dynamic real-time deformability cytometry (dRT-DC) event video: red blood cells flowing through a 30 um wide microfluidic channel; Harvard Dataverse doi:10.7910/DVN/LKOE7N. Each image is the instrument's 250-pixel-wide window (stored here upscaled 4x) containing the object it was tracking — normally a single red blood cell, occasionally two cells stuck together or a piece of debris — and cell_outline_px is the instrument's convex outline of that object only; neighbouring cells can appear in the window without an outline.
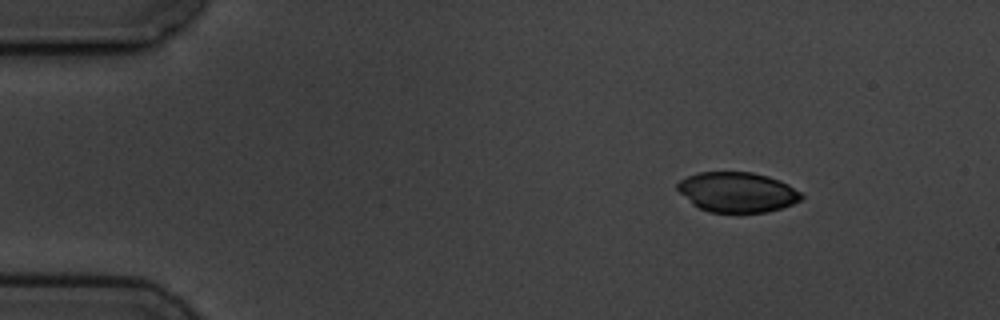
{"species": "common noctule bat (a hibernating species)", "species_latin": "Nyctalus noctula", "temperature_condition": "cold", "stored_images_in_passage": 5, "camera_frame_rate_fps": 3000, "um_per_image_px": 0.085, "animal": {"sex": "male", "body_mass_g": 19.5, "forearm_length_mm": 54.6}, "frame": {"image": 1, "passage_image": 1, "time_ms": 0.0, "image_size_px": [1000, 320], "cell_outline_px": [[804, 196], [800, 200], [792, 204], [768, 212], [708, 212], [692, 204], [676, 188], [676, 184], [680, 180], [688, 176], [700, 172], [752, 172], [768, 176], [780, 180], [788, 184], [800, 192]], "centroid_in_image_um": [62.66, 16.33], "position_along_channel_um": 22.3, "area_um2": 28.84}}
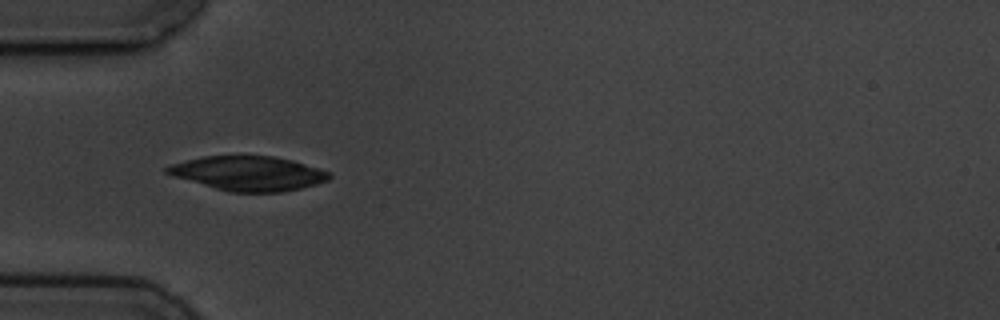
{"frame": {"image": 2, "passage_image": 4, "time_ms": 3.333, "image_size_px": [1000, 320], "cell_outline_px": [[332, 176], [328, 180], [316, 184], [300, 188], [280, 192], [228, 192], [172, 176], [164, 172], [164, 168], [172, 164], [204, 156], [272, 156], [292, 160], [328, 172]], "centroid_in_image_um": [21.08, 14.74], "position_along_channel_um": 63.9, "area_um2": 32.25}}